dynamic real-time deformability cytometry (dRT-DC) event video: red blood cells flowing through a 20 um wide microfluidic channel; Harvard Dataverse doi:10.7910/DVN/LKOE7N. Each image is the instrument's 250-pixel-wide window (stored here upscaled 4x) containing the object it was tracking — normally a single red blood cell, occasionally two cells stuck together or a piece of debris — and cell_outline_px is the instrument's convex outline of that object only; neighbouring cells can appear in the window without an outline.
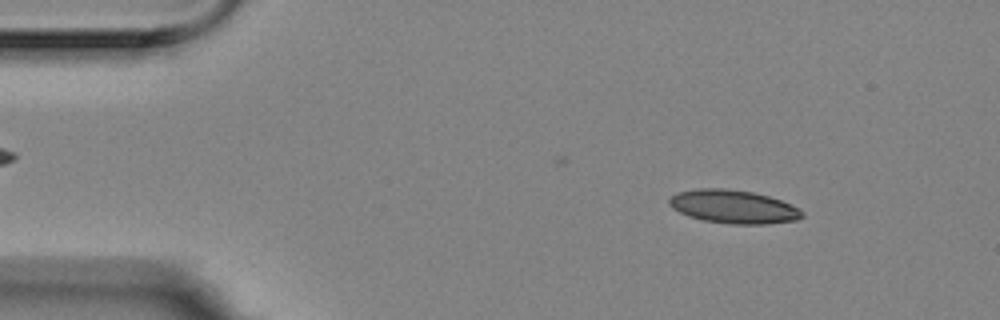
{"species": "Egyptian fruit bat (a non-hibernating species)", "species_latin": "Rousettus aegyptiacus", "temperature_condition": "room temperature", "stored_images_in_passage": 49, "camera_frame_rate_fps": 3000, "um_per_image_px": 0.085, "animal": {"sex": "female"}, "frame": {"image": 1, "passage_image": 6, "time_ms": 1.667, "image_size_px": [1000, 320], "cell_outline_px": [[804, 216], [796, 220], [768, 224], [728, 224], [704, 220], [688, 216], [672, 208], [668, 204], [668, 200], [676, 192], [700, 188], [724, 188], [752, 192], [768, 196], [780, 200], [800, 208], [804, 212]], "centroid_in_image_um": [62.34, 17.57], "position_along_channel_um": 22.7, "area_um2": 25.95}}
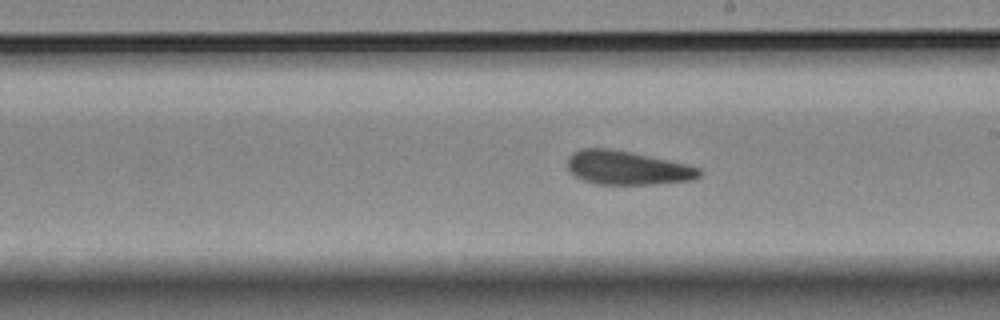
{"frame": {"image": 2, "passage_image": 30, "time_ms": 9.667, "image_size_px": [1000, 320], "cell_outline_px": [[704, 172], [700, 176], [692, 180], [652, 184], [596, 184], [584, 180], [576, 176], [568, 168], [568, 156], [572, 152], [580, 148], [608, 148], [628, 152], [684, 164], [700, 168]], "centroid_in_image_um": [53.29, 14.27], "position_along_channel_um": 235.7, "area_um2": 25.61}}
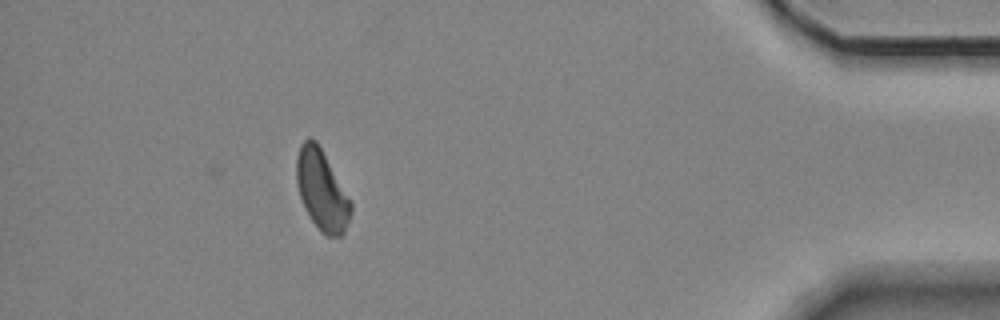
{"frame": {"image": 3, "passage_image": 49, "time_ms": 16.0, "image_size_px": [1000, 320], "cell_outline_px": [[352, 212], [344, 232], [340, 236], [324, 236], [320, 232], [312, 220], [300, 196], [296, 184], [296, 160], [300, 144], [308, 136], [316, 140], [352, 204]], "centroid_in_image_um": [27.33, 16.17], "position_along_channel_um": 407.9, "area_um2": 25.03}, "authors_computed_cell_mechanics": {"area_um2": 26.2412, "velocity_mm_per_s": 3.5348, "shape_relaxation_time_tau1_ms": null, "shape_relaxation_time_tau2_ms": 1.8391, "deformation_change_tau1": null, "deformation_change_tau2": 0.0907}}